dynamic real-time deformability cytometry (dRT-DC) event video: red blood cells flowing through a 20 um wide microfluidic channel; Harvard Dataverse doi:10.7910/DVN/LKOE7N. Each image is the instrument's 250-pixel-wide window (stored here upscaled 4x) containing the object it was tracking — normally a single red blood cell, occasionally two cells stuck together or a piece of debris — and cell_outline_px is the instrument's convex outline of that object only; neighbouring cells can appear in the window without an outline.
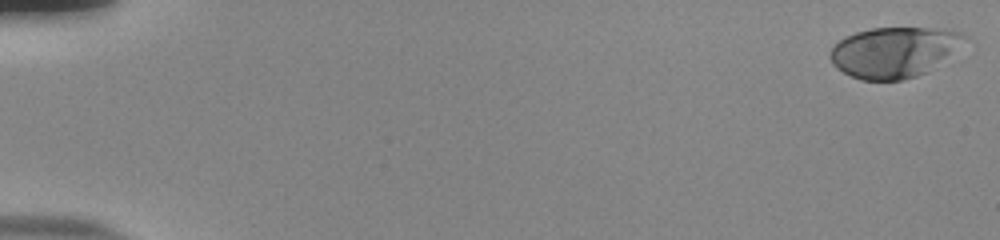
{"species": "human", "species_latin": "Homo sapiens", "temperature_condition": "room temperature", "stored_images_in_passage": 55, "camera_frame_rate_fps": 3000, "um_per_image_px": 0.085, "donor": {"sex": "male"}, "frame": {"image": 1, "passage_image": 1, "time_ms": 0.0, "image_size_px": [1000, 240], "cell_outline_px": [[968, 36], [924, 72], [916, 76], [900, 80], [860, 80], [836, 68], [832, 64], [828, 56], [828, 52], [832, 44], [844, 36], [856, 32], [872, 28], [948, 28], [960, 32]], "centroid_in_image_um": [75.84, 4.41], "position_along_channel_um": 9.2, "area_um2": 38.84}}
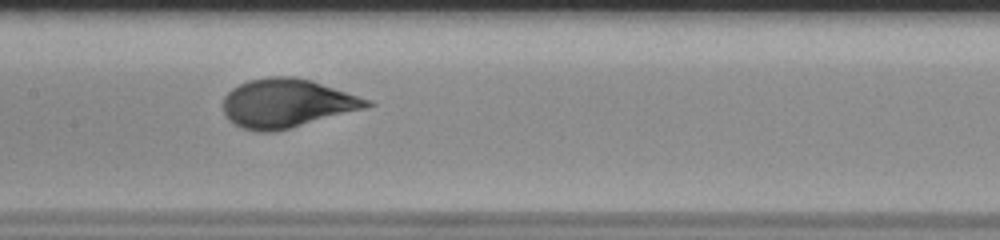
{"frame": {"image": 2, "passage_image": 29, "time_ms": 9.333, "image_size_px": [1000, 240], "cell_outline_px": [[376, 104], [368, 108], [272, 132], [260, 132], [240, 128], [228, 120], [224, 112], [224, 96], [232, 88], [248, 80], [268, 76], [292, 76], [312, 80], [372, 100]], "centroid_in_image_um": [24.4, 8.77], "position_along_channel_um": 183.0, "area_um2": 40.98}}
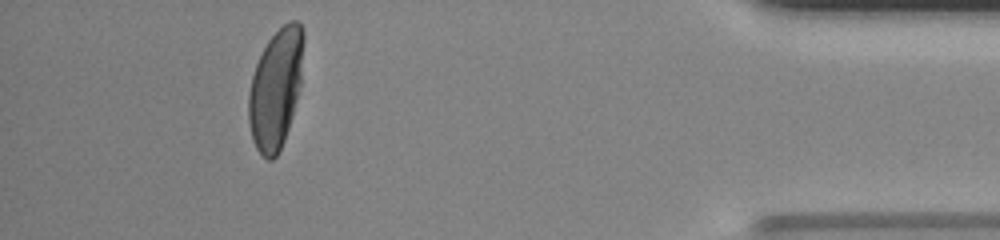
{"frame": {"image": 3, "passage_image": 51, "time_ms": 16.667, "image_size_px": [1000, 240], "cell_outline_px": [[304, 40], [300, 84], [292, 116], [284, 140], [276, 156], [272, 160], [268, 160], [256, 148], [252, 140], [248, 120], [248, 92], [252, 76], [256, 64], [268, 40], [288, 20], [296, 20], [300, 24], [304, 32]], "centroid_in_image_um": [23.43, 7.52], "position_along_channel_um": 411.8, "area_um2": 38.09}, "authors_computed_cell_mechanics": {"area_um2": 39.3618, "velocity_mm_per_s": 3.7642, "shape_relaxation_time_tau1_ms": 3.3258, "shape_relaxation_time_tau2_ms": null, "deformation_change_tau1": 0.2002, "deformation_change_tau2": null}}